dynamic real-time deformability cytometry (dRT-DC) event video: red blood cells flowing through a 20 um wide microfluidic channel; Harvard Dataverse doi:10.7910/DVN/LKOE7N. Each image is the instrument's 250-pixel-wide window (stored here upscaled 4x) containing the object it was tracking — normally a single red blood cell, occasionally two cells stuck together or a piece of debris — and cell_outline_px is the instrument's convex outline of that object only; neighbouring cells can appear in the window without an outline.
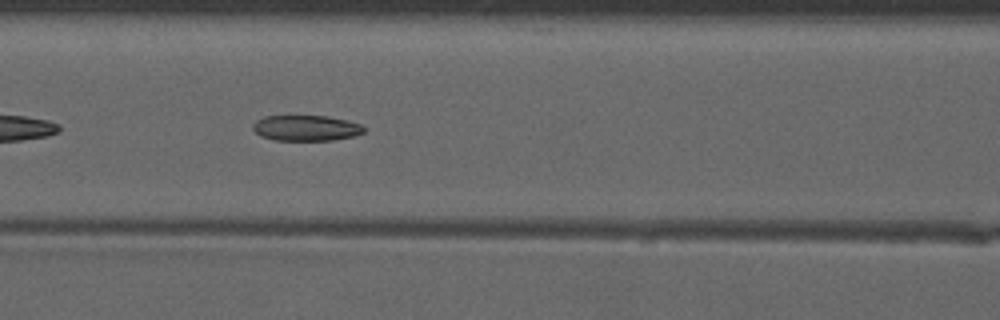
{"species": "common noctule bat (a hibernating species)", "species_latin": "Nyctalus noctula", "temperature_condition": "warm", "stored_images_in_passage": 32, "camera_frame_rate_fps": 3000, "um_per_image_px": 0.085, "animal": {"sex": "male", "forearm_length_mm": 52.5}, "frame": {"image": 1, "passage_image": 8, "time_ms": 2.333, "image_size_px": [1000, 320], "cell_outline_px": [[364, 132], [356, 136], [332, 140], [276, 140], [260, 136], [252, 128], [252, 124], [256, 120], [264, 116], [328, 116], [364, 124]], "centroid_in_image_um": [26.03, 10.88], "position_along_channel_um": 140.6, "area_um2": 16.7}}
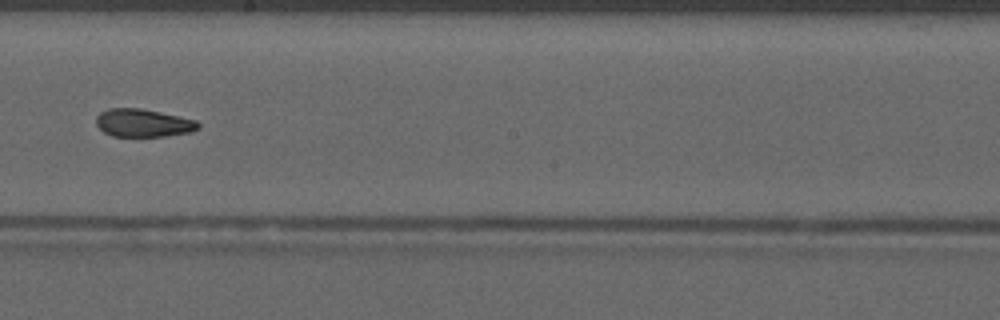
{"frame": {"image": 2, "passage_image": 15, "time_ms": 4.667, "image_size_px": [1000, 320], "cell_outline_px": [[200, 128], [192, 132], [164, 136], [112, 136], [104, 132], [96, 124], [96, 116], [100, 112], [108, 108], [140, 108], [160, 112], [196, 120], [200, 124]], "centroid_in_image_um": [12.17, 10.45], "position_along_channel_um": 236.0, "area_um2": 16.65}}
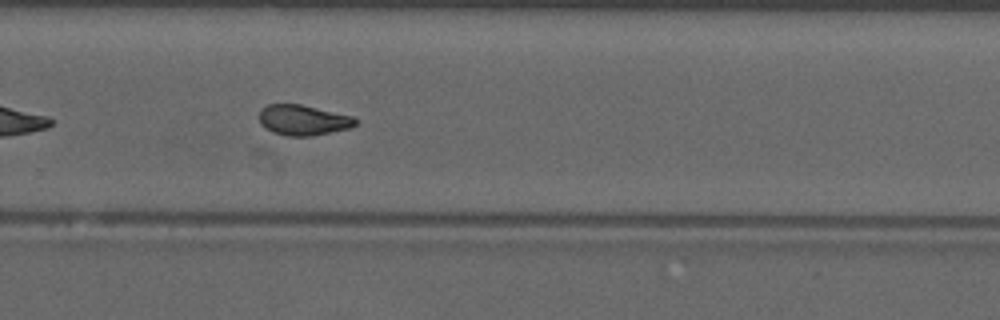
{"frame": {"image": 3, "passage_image": 20, "time_ms": 6.333, "image_size_px": [1000, 320], "cell_outline_px": [[356, 124], [348, 128], [332, 132], [308, 136], [288, 136], [272, 132], [264, 128], [260, 124], [260, 108], [268, 104], [300, 104], [352, 116], [356, 120]], "centroid_in_image_um": [25.71, 10.21], "position_along_channel_um": 304.1, "area_um2": 16.94}, "authors_computed_cell_mechanics": {"area_um2": 16.9354, "velocity_mm_per_s": 4.1037, "shape_relaxation_time_tau1_ms": null, "shape_relaxation_time_tau2_ms": 3.058, "deformation_change_tau1": null, "deformation_change_tau2": 0.094}}